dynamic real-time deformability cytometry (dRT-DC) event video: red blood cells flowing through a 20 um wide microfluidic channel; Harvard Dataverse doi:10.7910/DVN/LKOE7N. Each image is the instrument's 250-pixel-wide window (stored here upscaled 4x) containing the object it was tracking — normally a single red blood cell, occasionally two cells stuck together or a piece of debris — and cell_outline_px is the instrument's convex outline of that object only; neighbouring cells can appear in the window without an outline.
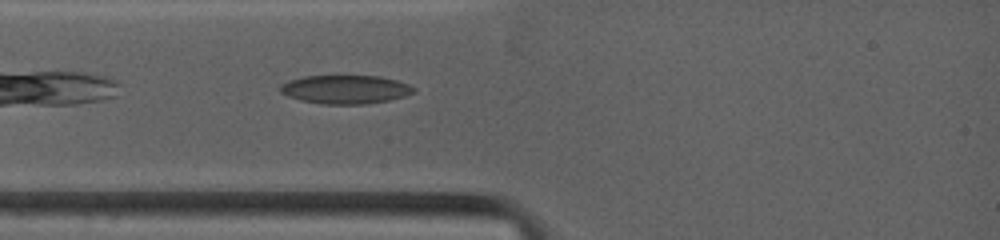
{"species": "common noctule bat (a hibernating species)", "species_latin": "Nyctalus noctula", "temperature_condition": "warm", "stored_images_in_passage": 47, "camera_frame_rate_fps": 4500, "um_per_image_px": 0.085, "animal": {"sex": "female", "body_mass_g": 19.0, "forearm_length_mm": 53.3}, "frame": {"image": 1, "passage_image": 4, "time_ms": 0.889, "image_size_px": [1000, 240], "cell_outline_px": [[416, 88], [412, 92], [404, 96], [388, 100], [368, 104], [320, 104], [300, 100], [288, 96], [280, 92], [280, 84], [288, 80], [304, 76], [380, 76], [396, 80], [408, 84]], "centroid_in_image_um": [29.32, 7.6], "position_along_channel_um": 55.7, "area_um2": 22.25}}
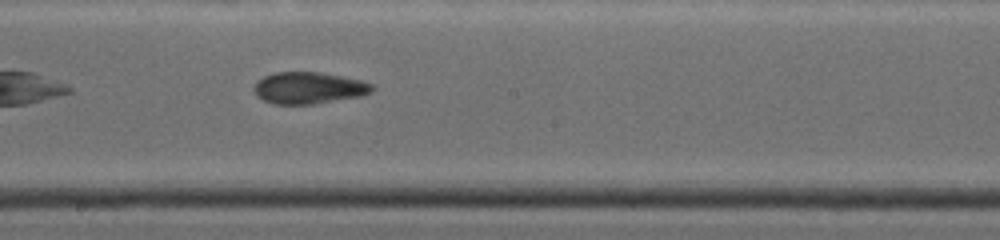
{"frame": {"image": 2, "passage_image": 21, "time_ms": 5.111, "image_size_px": [1000, 240], "cell_outline_px": [[376, 88], [372, 92], [360, 96], [312, 104], [276, 104], [264, 100], [256, 96], [252, 88], [256, 80], [272, 72], [320, 72], [360, 80], [372, 84]], "centroid_in_image_um": [26.2, 7.46], "position_along_channel_um": 222.0, "area_um2": 21.91}}
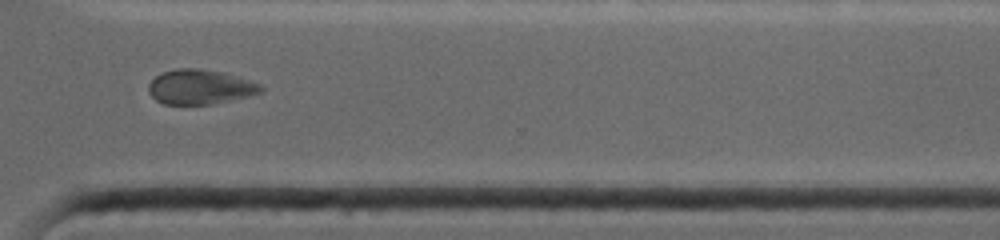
{"frame": {"image": 3, "passage_image": 33, "time_ms": 8.444, "image_size_px": [1000, 240], "cell_outline_px": [[264, 88], [260, 92], [248, 96], [212, 104], [164, 104], [156, 100], [148, 92], [148, 84], [156, 76], [164, 72], [176, 68], [200, 68], [220, 72], [248, 80], [260, 84]], "centroid_in_image_um": [16.97, 7.39], "position_along_channel_um": 353.6, "area_um2": 22.43}, "authors_computed_cell_mechanics": {"area_um2": 22.542, "velocity_mm_per_s": 3.9327, "shape_relaxation_time_tau1_ms": 8.3753, "shape_relaxation_time_tau2_ms": 7.4597, "deformation_change_tau1": 0.14, "deformation_change_tau2": 0.1384}}